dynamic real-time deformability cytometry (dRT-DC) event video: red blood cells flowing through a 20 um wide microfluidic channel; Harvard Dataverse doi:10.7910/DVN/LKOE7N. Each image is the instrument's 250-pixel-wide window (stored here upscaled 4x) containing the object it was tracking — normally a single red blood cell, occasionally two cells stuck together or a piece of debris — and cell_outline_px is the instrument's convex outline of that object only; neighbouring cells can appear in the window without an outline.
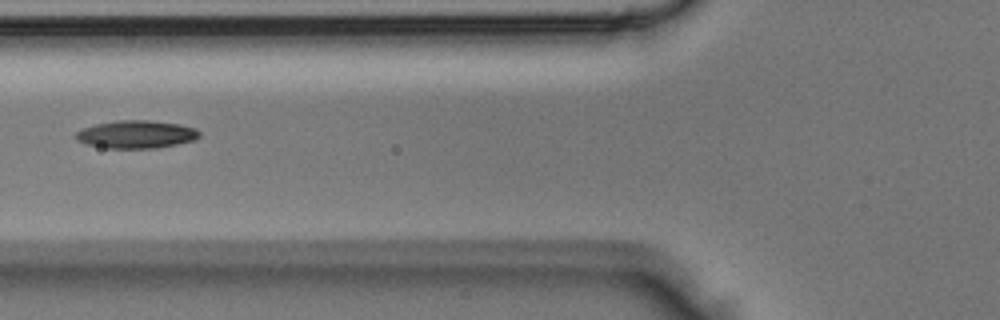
{"species": "Egyptian fruit bat (a non-hibernating species)", "species_latin": "Rousettus aegyptiacus", "temperature_condition": "room temperature", "stored_images_in_passage": 6, "camera_frame_rate_fps": 3000, "um_per_image_px": 0.085, "animal": {"sex": "male"}, "frame": {"image": 1, "passage_image": 5, "time_ms": 1.333, "image_size_px": [1000, 320], "cell_outline_px": [[200, 136], [196, 140], [176, 144], [152, 148], [104, 148], [88, 144], [76, 140], [76, 132], [84, 128], [96, 124], [116, 120], [152, 120], [180, 124], [196, 128], [200, 132]], "centroid_in_image_um": [11.61, 11.41], "position_along_channel_um": 114.2, "area_um2": 20.06}}